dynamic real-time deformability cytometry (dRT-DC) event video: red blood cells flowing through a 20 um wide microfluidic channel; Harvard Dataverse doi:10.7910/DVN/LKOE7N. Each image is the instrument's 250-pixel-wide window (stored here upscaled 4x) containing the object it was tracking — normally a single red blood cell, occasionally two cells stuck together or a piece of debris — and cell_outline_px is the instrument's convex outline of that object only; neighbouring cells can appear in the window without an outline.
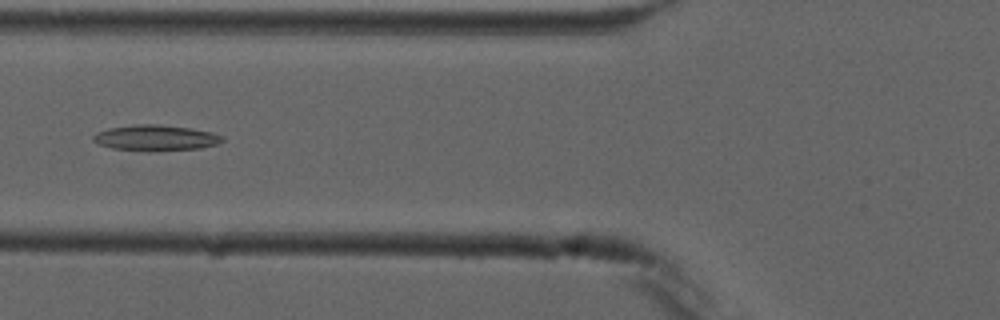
{"species": "common noctule bat (a hibernating species)", "species_latin": "Nyctalus noctula", "temperature_condition": "cold", "stored_images_in_passage": 8, "camera_frame_rate_fps": 3000, "um_per_image_px": 0.085, "animal": {"sex": "male", "forearm_length_mm": 52.5}, "frame": {"image": 1, "passage_image": 5, "time_ms": 5.667, "image_size_px": [1000, 320], "cell_outline_px": [[224, 140], [216, 144], [200, 148], [148, 152], [112, 148], [100, 144], [92, 140], [92, 136], [96, 132], [108, 128], [136, 124], [156, 124], [188, 128], [212, 132], [220, 136]], "centroid_in_image_um": [13.18, 11.73], "position_along_channel_um": 112.6, "area_um2": 19.36}}
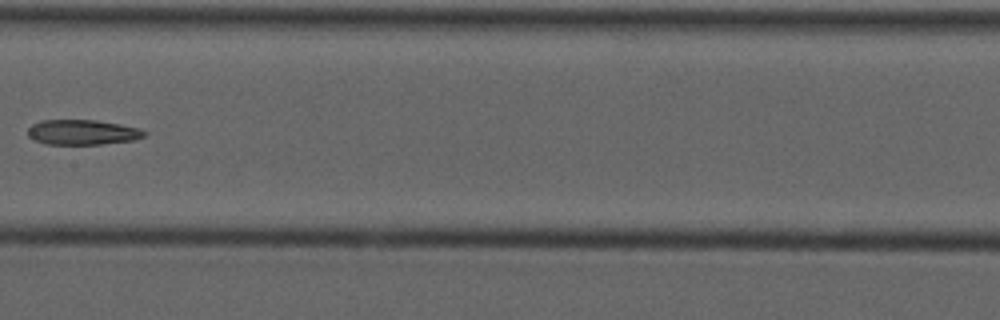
{"frame": {"image": 2, "passage_image": 7, "time_ms": 8.0, "image_size_px": [1000, 320], "cell_outline_px": [[148, 132], [144, 136], [136, 140], [100, 144], [48, 144], [36, 140], [28, 136], [28, 128], [32, 124], [40, 120], [96, 120], [120, 124], [140, 128]], "centroid_in_image_um": [7.04, 11.23], "position_along_channel_um": 200.4, "area_um2": 17.05}}
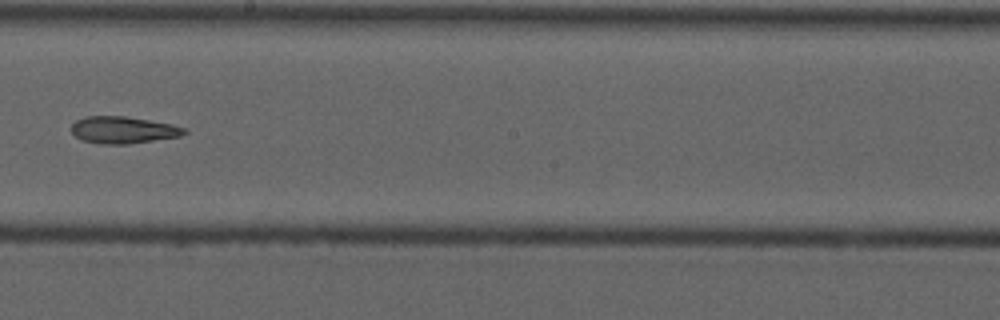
{"frame": {"image": 3, "passage_image": 8, "time_ms": 9.0, "image_size_px": [1000, 320], "cell_outline_px": [[188, 132], [180, 136], [128, 144], [100, 144], [84, 140], [76, 136], [72, 132], [72, 124], [76, 120], [84, 116], [124, 116], [172, 124], [184, 128]], "centroid_in_image_um": [10.46, 11.04], "position_along_channel_um": 237.7, "area_um2": 17.57}}